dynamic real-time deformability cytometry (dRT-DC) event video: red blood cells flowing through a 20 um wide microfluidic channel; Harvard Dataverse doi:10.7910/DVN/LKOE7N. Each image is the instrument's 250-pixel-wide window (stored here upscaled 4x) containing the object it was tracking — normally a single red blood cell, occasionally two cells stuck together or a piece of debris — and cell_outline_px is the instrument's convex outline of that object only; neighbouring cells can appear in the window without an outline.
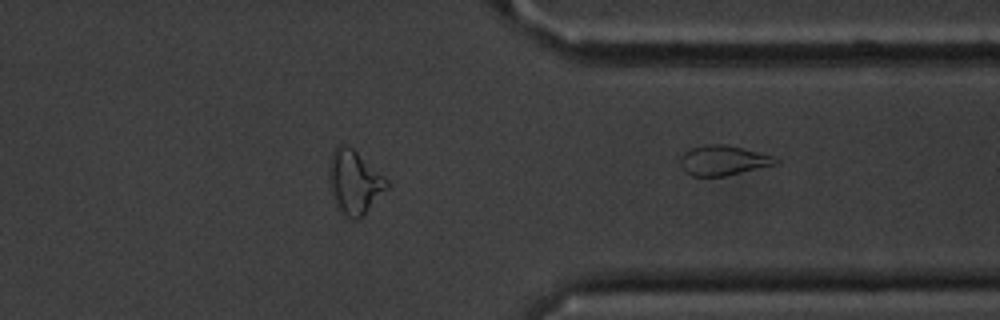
{"species": "common noctule bat (a hibernating species)", "species_latin": "Nyctalus noctula", "temperature_condition": "cold", "stored_images_in_passage": 43, "segment_of_instrument_passage": [2, 2], "camera_frame_rate_fps": 3000, "um_per_image_px": 0.085, "animal": {"sex": "male", "body_mass_g": 20.1, "forearm_length_mm": 53.5}, "frame": {"image": 1, "passage_image": 43, "time_ms": 14.0, "image_size_px": [1000, 320], "cell_outline_px": [[780, 164], [724, 176], [692, 176], [684, 172], [680, 164], [680, 156], [684, 152], [692, 148], [704, 144], [724, 144], [776, 156], [780, 160]], "centroid_in_image_um": [61.5, 13.64], "position_along_channel_um": 349.9, "area_um2": 16.88}}